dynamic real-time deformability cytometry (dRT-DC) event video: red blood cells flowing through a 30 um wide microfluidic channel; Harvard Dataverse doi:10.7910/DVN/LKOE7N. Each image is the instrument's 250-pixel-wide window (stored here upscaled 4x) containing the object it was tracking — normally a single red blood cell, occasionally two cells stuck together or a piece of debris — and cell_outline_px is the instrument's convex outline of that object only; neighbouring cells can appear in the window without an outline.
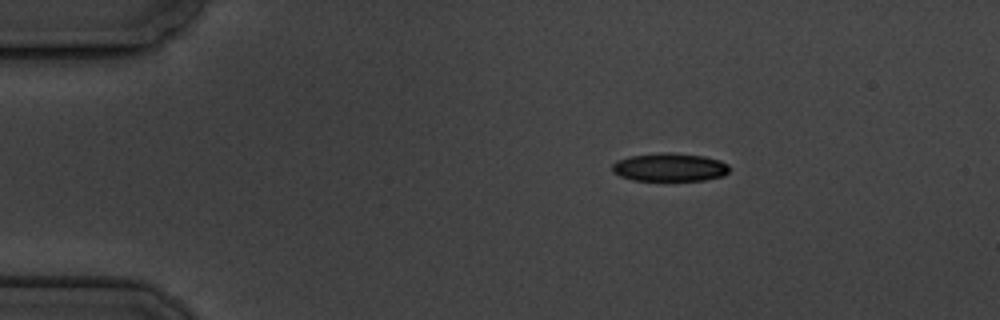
{"species": "common noctule bat (a hibernating species)", "species_latin": "Nyctalus noctula", "temperature_condition": "cold", "stored_images_in_passage": 3, "camera_frame_rate_fps": 3000, "um_per_image_px": 0.085, "animal": {"sex": "male", "body_mass_g": 19.5, "forearm_length_mm": 54.6}, "frame": {"image": 1, "passage_image": 1, "time_ms": 0.0, "image_size_px": [1000, 320], "cell_outline_px": [[728, 172], [724, 176], [704, 180], [632, 180], [620, 176], [612, 172], [612, 164], [616, 160], [632, 156], [660, 152], [672, 152], [704, 156], [720, 160], [728, 164]], "centroid_in_image_um": [56.91, 14.21], "position_along_channel_um": 28.1, "area_um2": 19.36}}